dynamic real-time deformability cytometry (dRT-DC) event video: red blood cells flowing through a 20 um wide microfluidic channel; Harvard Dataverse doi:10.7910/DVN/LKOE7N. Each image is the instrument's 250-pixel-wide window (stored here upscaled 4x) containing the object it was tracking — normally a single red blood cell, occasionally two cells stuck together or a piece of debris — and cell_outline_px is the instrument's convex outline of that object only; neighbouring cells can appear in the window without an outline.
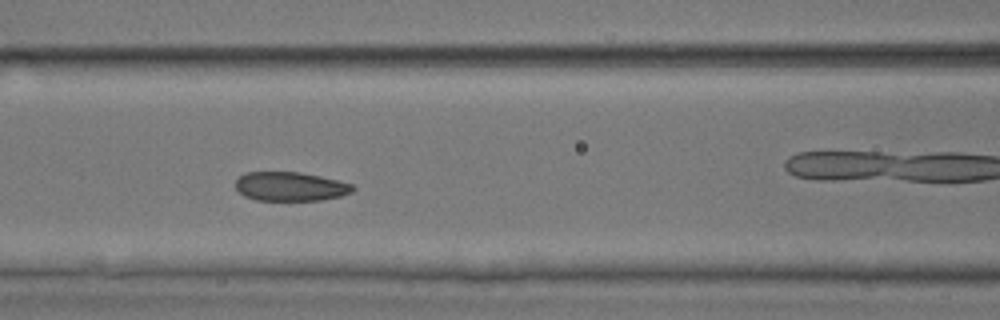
{"species": "common noctule bat (a hibernating species)", "species_latin": "Nyctalus noctula", "temperature_condition": "room temperature", "stored_images_in_passage": 13, "camera_frame_rate_fps": 3000, "um_per_image_px": 0.085, "animal": {"sex": "male", "body_mass_g": 17.9, "forearm_length_mm": 54.2}, "frame": {"image": 1, "passage_image": 10, "time_ms": 3.0, "image_size_px": [1000, 320], "cell_outline_px": [[356, 188], [352, 192], [340, 196], [320, 200], [256, 200], [244, 196], [236, 188], [236, 180], [244, 172], [300, 172], [320, 176], [352, 184]], "centroid_in_image_um": [24.67, 15.85], "position_along_channel_um": 141.9, "area_um2": 19.77}}